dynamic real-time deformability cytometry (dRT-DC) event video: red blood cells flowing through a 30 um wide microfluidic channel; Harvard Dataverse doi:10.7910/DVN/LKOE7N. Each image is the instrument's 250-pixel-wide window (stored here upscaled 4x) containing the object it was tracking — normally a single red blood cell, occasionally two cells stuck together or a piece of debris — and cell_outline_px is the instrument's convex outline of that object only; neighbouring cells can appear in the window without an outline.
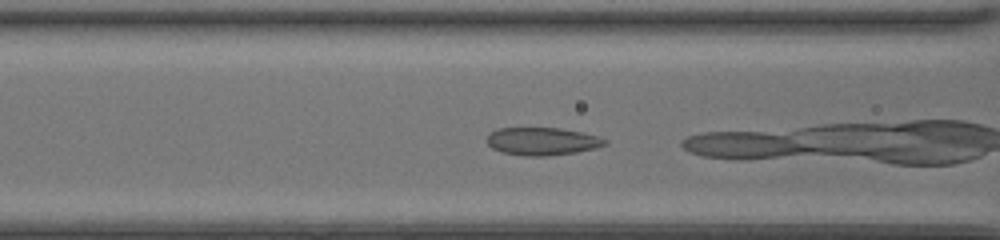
{"species": "common noctule bat (a hibernating species)", "species_latin": "Nyctalus noctula", "temperature_condition": "room temperature", "stored_images_in_passage": 12, "camera_frame_rate_fps": 3000, "um_per_image_px": 0.085, "animal": {"sex": "female", "body_mass_g": 20.0, "forearm_length_mm": 54.0}, "frame": {"image": 1, "passage_image": 10, "time_ms": 3.0, "image_size_px": [1000, 240], "cell_outline_px": [[608, 144], [596, 148], [576, 152], [548, 156], [524, 156], [500, 152], [492, 148], [488, 144], [488, 136], [496, 128], [560, 128], [600, 136], [608, 140]], "centroid_in_image_um": [46.12, 12.02], "position_along_channel_um": 120.5, "area_um2": 19.19}}